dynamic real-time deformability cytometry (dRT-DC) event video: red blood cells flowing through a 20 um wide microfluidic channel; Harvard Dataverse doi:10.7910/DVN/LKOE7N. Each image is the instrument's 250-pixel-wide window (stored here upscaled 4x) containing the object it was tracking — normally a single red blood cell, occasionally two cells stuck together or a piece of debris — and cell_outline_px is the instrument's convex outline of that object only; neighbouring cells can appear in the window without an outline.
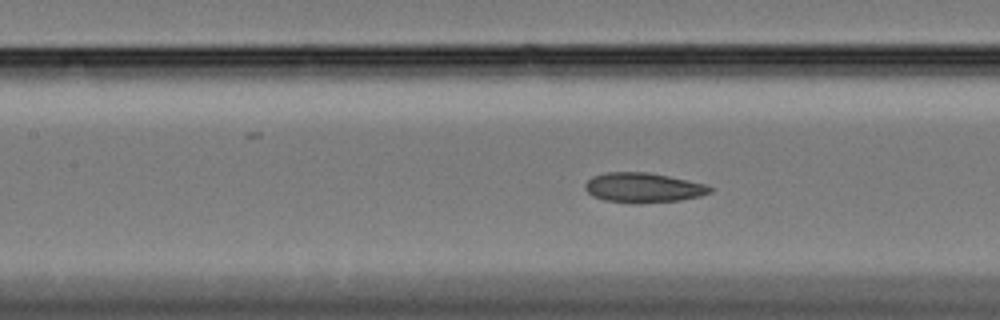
{"species": "Egyptian fruit bat (a non-hibernating species)", "species_latin": "Rousettus aegyptiacus", "temperature_condition": "cold", "stored_images_in_passage": 60, "camera_frame_rate_fps": 3000, "um_per_image_px": 0.085, "animal": {"sex": "female"}, "frame": {"image": 1, "passage_image": 27, "time_ms": 8.667, "image_size_px": [1000, 320], "cell_outline_px": [[712, 192], [700, 196], [680, 200], [640, 204], [632, 204], [604, 200], [592, 196], [584, 188], [584, 184], [592, 176], [604, 172], [648, 172], [668, 176], [704, 184], [712, 188]], "centroid_in_image_um": [54.62, 15.96], "position_along_channel_um": 152.8, "area_um2": 21.85}}
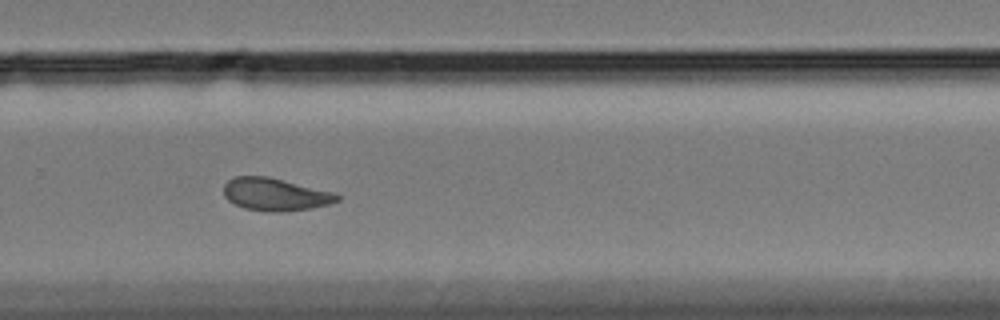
{"frame": {"image": 2, "passage_image": 41, "time_ms": 13.333, "image_size_px": [1000, 320], "cell_outline_px": [[340, 200], [328, 204], [312, 208], [288, 212], [264, 212], [244, 208], [228, 200], [224, 196], [224, 184], [228, 180], [236, 176], [268, 176], [332, 192], [340, 196]], "centroid_in_image_um": [23.38, 16.54], "position_along_channel_um": 306.4, "area_um2": 21.62}}
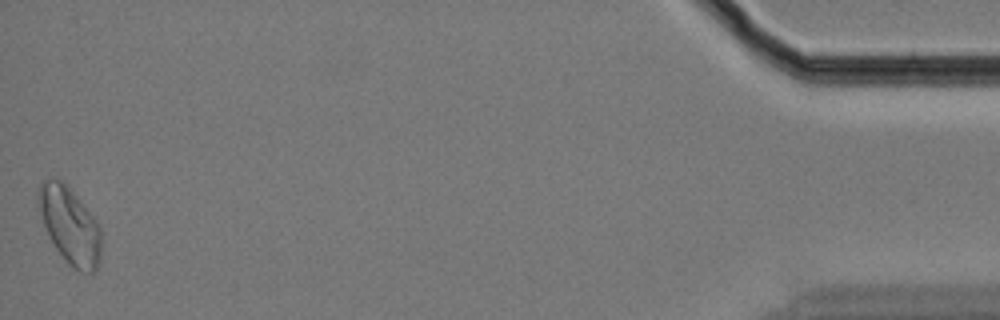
{"frame": {"image": 3, "passage_image": 60, "time_ms": 19.667, "image_size_px": [1000, 320], "cell_outline_px": [[100, 264], [92, 272], [80, 272], [72, 268], [68, 264], [56, 248], [44, 224], [36, 196], [40, 184], [44, 180], [60, 180], [76, 196], [96, 220], [100, 228]], "centroid_in_image_um": [5.94, 19.2], "position_along_channel_um": 429.3, "area_um2": 27.34}, "authors_computed_cell_mechanics": {"area_um2": 23.0044, "velocity_mm_per_s": 3.3028, "shape_relaxation_time_tau1_ms": null, "shape_relaxation_time_tau2_ms": 3.0735, "deformation_change_tau1": null, "deformation_change_tau2": 0.0763}}